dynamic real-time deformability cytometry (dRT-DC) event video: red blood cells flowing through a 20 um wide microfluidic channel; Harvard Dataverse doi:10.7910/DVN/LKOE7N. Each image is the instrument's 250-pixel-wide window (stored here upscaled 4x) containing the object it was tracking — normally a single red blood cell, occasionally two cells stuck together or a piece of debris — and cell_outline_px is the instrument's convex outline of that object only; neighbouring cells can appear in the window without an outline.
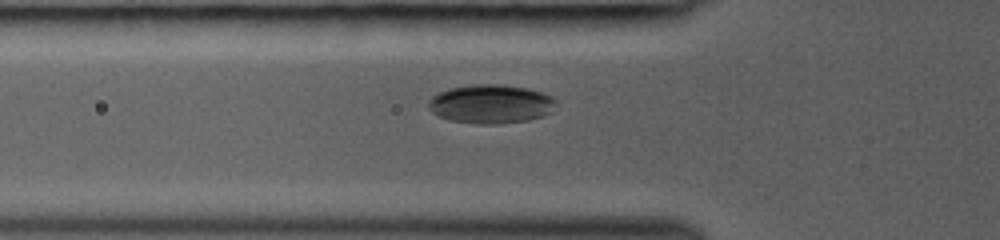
{"species": "common noctule bat (a hibernating species)", "species_latin": "Nyctalus noctula", "temperature_condition": "room temperature", "stored_images_in_passage": 36, "camera_frame_rate_fps": 3000, "um_per_image_px": 0.085, "animal": {"sex": "female", "body_mass_g": 19.0, "forearm_length_mm": 53.3}, "frame": {"image": 1, "passage_image": 9, "time_ms": 2.667, "image_size_px": [1000, 240], "cell_outline_px": [[556, 100], [552, 112], [544, 116], [528, 120], [496, 124], [480, 124], [448, 120], [432, 112], [428, 108], [428, 100], [432, 96], [448, 88], [476, 84], [504, 84], [528, 88], [544, 92], [552, 96]], "centroid_in_image_um": [41.74, 8.83], "position_along_channel_um": 84.1, "area_um2": 29.19}}
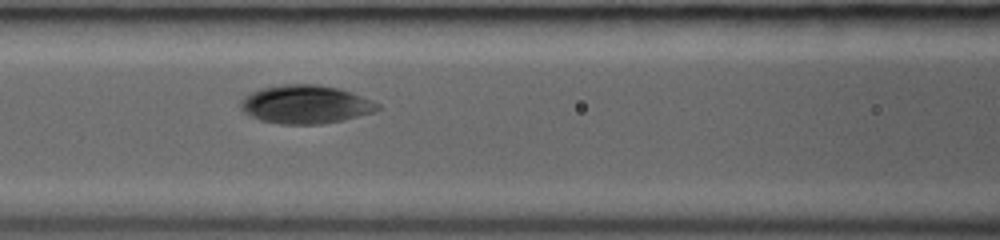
{"frame": {"image": 2, "passage_image": 13, "time_ms": 4.0, "image_size_px": [1000, 240], "cell_outline_px": [[380, 108], [376, 112], [344, 120], [320, 124], [280, 124], [260, 120], [244, 112], [240, 108], [240, 100], [244, 96], [252, 92], [264, 88], [284, 84], [316, 84], [340, 88], [352, 92], [372, 100], [380, 104]], "centroid_in_image_um": [26.01, 8.88], "position_along_channel_um": 140.6, "area_um2": 30.81}}
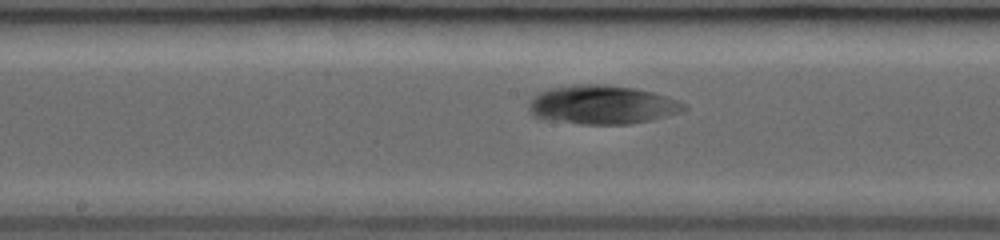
{"frame": {"image": 3, "passage_image": 17, "time_ms": 5.333, "image_size_px": [1000, 240], "cell_outline_px": [[688, 108], [680, 112], [652, 120], [632, 124], [580, 124], [544, 120], [532, 116], [528, 108], [528, 104], [540, 92], [552, 88], [580, 84], [604, 84], [632, 88], [652, 92], [668, 96], [680, 100], [688, 104]], "centroid_in_image_um": [51.21, 8.92], "position_along_channel_um": 197.0, "area_um2": 35.32}}